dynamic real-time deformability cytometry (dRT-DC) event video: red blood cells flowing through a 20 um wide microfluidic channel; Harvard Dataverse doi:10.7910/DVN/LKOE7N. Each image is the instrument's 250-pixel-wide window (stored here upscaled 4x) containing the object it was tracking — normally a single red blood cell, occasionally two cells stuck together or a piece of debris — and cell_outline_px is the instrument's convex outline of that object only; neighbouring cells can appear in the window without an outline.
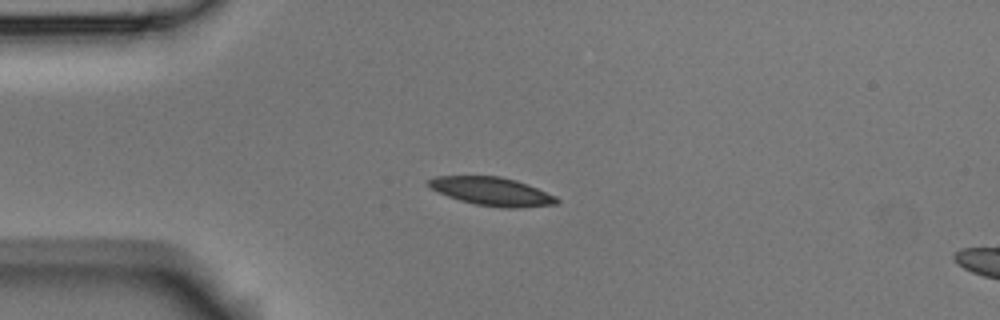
{"species": "Egyptian fruit bat (a non-hibernating species)", "species_latin": "Rousettus aegyptiacus", "temperature_condition": "room temperature", "stored_images_in_passage": 6, "camera_frame_rate_fps": 3000, "um_per_image_px": 0.085, "animal": {"sex": "male"}, "frame": {"image": 1, "passage_image": 3, "time_ms": 0.667, "image_size_px": [1000, 320], "cell_outline_px": [[560, 204], [520, 208], [500, 208], [476, 204], [460, 200], [448, 196], [424, 184], [428, 180], [436, 176], [500, 176], [516, 180], [528, 184], [556, 196], [560, 200]], "centroid_in_image_um": [41.86, 16.27], "position_along_channel_um": 43.1, "area_um2": 21.33}}
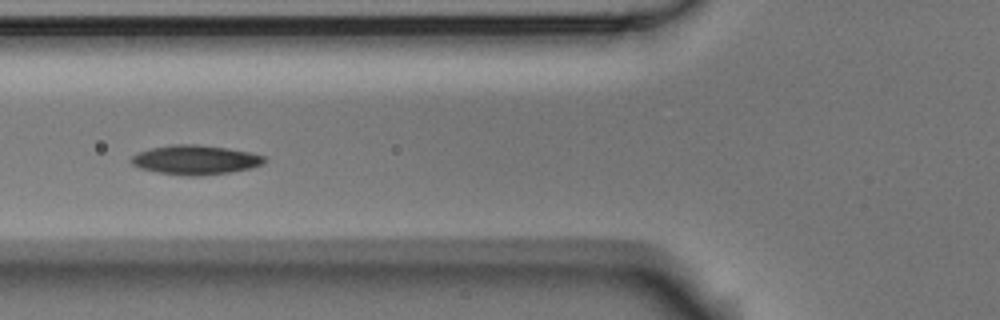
{"frame": {"image": 2, "passage_image": 5, "time_ms": 1.333, "image_size_px": [1000, 320], "cell_outline_px": [[264, 164], [248, 168], [228, 172], [200, 176], [188, 176], [160, 172], [140, 168], [132, 164], [128, 160], [132, 156], [140, 152], [152, 148], [172, 144], [196, 144], [228, 148], [248, 152], [264, 156]], "centroid_in_image_um": [16.58, 13.58], "position_along_channel_um": 109.2, "area_um2": 22.48}}
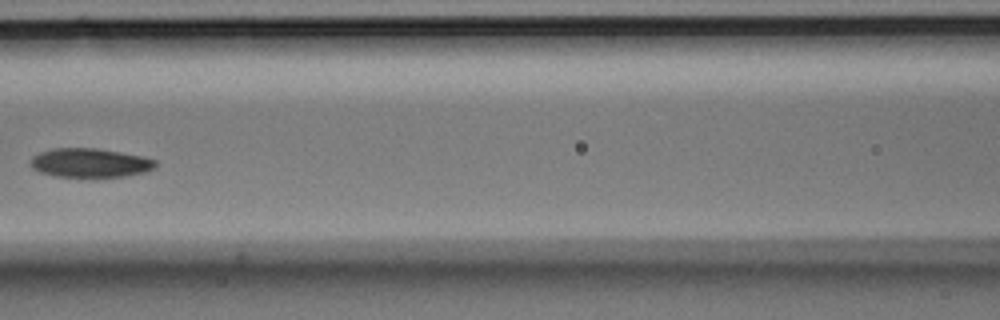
{"frame": {"image": 3, "passage_image": 6, "time_ms": 1.667, "image_size_px": [1000, 320], "cell_outline_px": [[156, 164], [152, 168], [144, 172], [124, 176], [56, 176], [40, 172], [32, 168], [32, 156], [40, 152], [52, 148], [96, 148], [144, 156], [156, 160]], "centroid_in_image_um": [7.65, 13.82], "position_along_channel_um": 159.0, "area_um2": 20.81}}